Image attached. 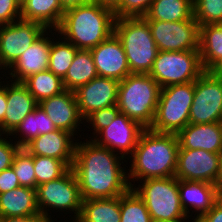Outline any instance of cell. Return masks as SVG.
Wrapping results in <instances>:
<instances>
[{
	"label": "cell",
	"mask_w": 222,
	"mask_h": 222,
	"mask_svg": "<svg viewBox=\"0 0 222 222\" xmlns=\"http://www.w3.org/2000/svg\"><path fill=\"white\" fill-rule=\"evenodd\" d=\"M85 141L76 143L71 167L82 199L113 198L125 194L130 189L128 170L121 166L125 158L88 138Z\"/></svg>",
	"instance_id": "obj_1"
},
{
	"label": "cell",
	"mask_w": 222,
	"mask_h": 222,
	"mask_svg": "<svg viewBox=\"0 0 222 222\" xmlns=\"http://www.w3.org/2000/svg\"><path fill=\"white\" fill-rule=\"evenodd\" d=\"M178 149L177 134L157 133L149 128L145 129L139 137L132 157L127 159L132 162L127 173L130 188V181L174 176Z\"/></svg>",
	"instance_id": "obj_2"
},
{
	"label": "cell",
	"mask_w": 222,
	"mask_h": 222,
	"mask_svg": "<svg viewBox=\"0 0 222 222\" xmlns=\"http://www.w3.org/2000/svg\"><path fill=\"white\" fill-rule=\"evenodd\" d=\"M115 20L114 12L89 2L65 11L54 33L77 49L91 50L114 33Z\"/></svg>",
	"instance_id": "obj_3"
},
{
	"label": "cell",
	"mask_w": 222,
	"mask_h": 222,
	"mask_svg": "<svg viewBox=\"0 0 222 222\" xmlns=\"http://www.w3.org/2000/svg\"><path fill=\"white\" fill-rule=\"evenodd\" d=\"M161 87L149 74L132 73L119 82L117 106L121 113L150 128Z\"/></svg>",
	"instance_id": "obj_4"
},
{
	"label": "cell",
	"mask_w": 222,
	"mask_h": 222,
	"mask_svg": "<svg viewBox=\"0 0 222 222\" xmlns=\"http://www.w3.org/2000/svg\"><path fill=\"white\" fill-rule=\"evenodd\" d=\"M114 33L123 45L131 73L148 74L158 53L148 22L143 17L116 18Z\"/></svg>",
	"instance_id": "obj_5"
},
{
	"label": "cell",
	"mask_w": 222,
	"mask_h": 222,
	"mask_svg": "<svg viewBox=\"0 0 222 222\" xmlns=\"http://www.w3.org/2000/svg\"><path fill=\"white\" fill-rule=\"evenodd\" d=\"M131 188L144 201L153 222H185L186 215L180 200L178 179L149 178ZM135 186V187H134Z\"/></svg>",
	"instance_id": "obj_6"
},
{
	"label": "cell",
	"mask_w": 222,
	"mask_h": 222,
	"mask_svg": "<svg viewBox=\"0 0 222 222\" xmlns=\"http://www.w3.org/2000/svg\"><path fill=\"white\" fill-rule=\"evenodd\" d=\"M195 81L161 88L157 110L150 130L178 134L189 124Z\"/></svg>",
	"instance_id": "obj_7"
},
{
	"label": "cell",
	"mask_w": 222,
	"mask_h": 222,
	"mask_svg": "<svg viewBox=\"0 0 222 222\" xmlns=\"http://www.w3.org/2000/svg\"><path fill=\"white\" fill-rule=\"evenodd\" d=\"M204 71L199 50L158 51L148 74L163 88L194 82Z\"/></svg>",
	"instance_id": "obj_8"
},
{
	"label": "cell",
	"mask_w": 222,
	"mask_h": 222,
	"mask_svg": "<svg viewBox=\"0 0 222 222\" xmlns=\"http://www.w3.org/2000/svg\"><path fill=\"white\" fill-rule=\"evenodd\" d=\"M82 197L76 176L69 168L61 177L36 187V202L41 215L51 217L50 210L72 211L75 222L81 211ZM51 208V209H50ZM50 209V210H49ZM48 210V211H47Z\"/></svg>",
	"instance_id": "obj_9"
},
{
	"label": "cell",
	"mask_w": 222,
	"mask_h": 222,
	"mask_svg": "<svg viewBox=\"0 0 222 222\" xmlns=\"http://www.w3.org/2000/svg\"><path fill=\"white\" fill-rule=\"evenodd\" d=\"M222 122V79L205 70L195 81L189 123Z\"/></svg>",
	"instance_id": "obj_10"
},
{
	"label": "cell",
	"mask_w": 222,
	"mask_h": 222,
	"mask_svg": "<svg viewBox=\"0 0 222 222\" xmlns=\"http://www.w3.org/2000/svg\"><path fill=\"white\" fill-rule=\"evenodd\" d=\"M46 30L39 22L23 19L0 26V70H8Z\"/></svg>",
	"instance_id": "obj_11"
},
{
	"label": "cell",
	"mask_w": 222,
	"mask_h": 222,
	"mask_svg": "<svg viewBox=\"0 0 222 222\" xmlns=\"http://www.w3.org/2000/svg\"><path fill=\"white\" fill-rule=\"evenodd\" d=\"M146 21L158 51L199 50V24L194 17L177 22Z\"/></svg>",
	"instance_id": "obj_12"
},
{
	"label": "cell",
	"mask_w": 222,
	"mask_h": 222,
	"mask_svg": "<svg viewBox=\"0 0 222 222\" xmlns=\"http://www.w3.org/2000/svg\"><path fill=\"white\" fill-rule=\"evenodd\" d=\"M145 129L139 122L119 112L112 122L101 129L91 140L96 145L106 147L123 158L129 159Z\"/></svg>",
	"instance_id": "obj_13"
},
{
	"label": "cell",
	"mask_w": 222,
	"mask_h": 222,
	"mask_svg": "<svg viewBox=\"0 0 222 222\" xmlns=\"http://www.w3.org/2000/svg\"><path fill=\"white\" fill-rule=\"evenodd\" d=\"M221 154L203 149H183L179 146L174 176L183 181H202L215 185Z\"/></svg>",
	"instance_id": "obj_14"
},
{
	"label": "cell",
	"mask_w": 222,
	"mask_h": 222,
	"mask_svg": "<svg viewBox=\"0 0 222 222\" xmlns=\"http://www.w3.org/2000/svg\"><path fill=\"white\" fill-rule=\"evenodd\" d=\"M119 82L97 76L89 83L78 87L74 94L81 117L85 119L93 111L117 105Z\"/></svg>",
	"instance_id": "obj_15"
},
{
	"label": "cell",
	"mask_w": 222,
	"mask_h": 222,
	"mask_svg": "<svg viewBox=\"0 0 222 222\" xmlns=\"http://www.w3.org/2000/svg\"><path fill=\"white\" fill-rule=\"evenodd\" d=\"M90 51L98 76L121 81L132 74L123 45L115 33Z\"/></svg>",
	"instance_id": "obj_16"
},
{
	"label": "cell",
	"mask_w": 222,
	"mask_h": 222,
	"mask_svg": "<svg viewBox=\"0 0 222 222\" xmlns=\"http://www.w3.org/2000/svg\"><path fill=\"white\" fill-rule=\"evenodd\" d=\"M74 135L62 129L39 135L29 142L24 148L31 155L52 157L62 160L69 168L72 167L75 146L79 139L74 142Z\"/></svg>",
	"instance_id": "obj_17"
},
{
	"label": "cell",
	"mask_w": 222,
	"mask_h": 222,
	"mask_svg": "<svg viewBox=\"0 0 222 222\" xmlns=\"http://www.w3.org/2000/svg\"><path fill=\"white\" fill-rule=\"evenodd\" d=\"M57 129L72 133L74 136L84 120L78 109L74 91L65 90L62 93L44 99L39 103ZM76 133V134H75Z\"/></svg>",
	"instance_id": "obj_18"
},
{
	"label": "cell",
	"mask_w": 222,
	"mask_h": 222,
	"mask_svg": "<svg viewBox=\"0 0 222 222\" xmlns=\"http://www.w3.org/2000/svg\"><path fill=\"white\" fill-rule=\"evenodd\" d=\"M52 30L47 29L9 68L7 73L12 78L11 81L23 82L33 74L48 70L52 39L48 33L53 35Z\"/></svg>",
	"instance_id": "obj_19"
},
{
	"label": "cell",
	"mask_w": 222,
	"mask_h": 222,
	"mask_svg": "<svg viewBox=\"0 0 222 222\" xmlns=\"http://www.w3.org/2000/svg\"><path fill=\"white\" fill-rule=\"evenodd\" d=\"M7 107L4 121L0 124V135H10L23 119L34 111L39 103L22 82L7 81Z\"/></svg>",
	"instance_id": "obj_20"
},
{
	"label": "cell",
	"mask_w": 222,
	"mask_h": 222,
	"mask_svg": "<svg viewBox=\"0 0 222 222\" xmlns=\"http://www.w3.org/2000/svg\"><path fill=\"white\" fill-rule=\"evenodd\" d=\"M178 187L181 205L186 215L190 217L191 209L197 212L195 213L197 216L194 215L192 220H198L221 197L217 186L208 182L178 180Z\"/></svg>",
	"instance_id": "obj_21"
},
{
	"label": "cell",
	"mask_w": 222,
	"mask_h": 222,
	"mask_svg": "<svg viewBox=\"0 0 222 222\" xmlns=\"http://www.w3.org/2000/svg\"><path fill=\"white\" fill-rule=\"evenodd\" d=\"M179 146L183 149H203L222 153V122L186 125L178 134Z\"/></svg>",
	"instance_id": "obj_22"
},
{
	"label": "cell",
	"mask_w": 222,
	"mask_h": 222,
	"mask_svg": "<svg viewBox=\"0 0 222 222\" xmlns=\"http://www.w3.org/2000/svg\"><path fill=\"white\" fill-rule=\"evenodd\" d=\"M38 215L36 189L20 186L0 194V218Z\"/></svg>",
	"instance_id": "obj_23"
},
{
	"label": "cell",
	"mask_w": 222,
	"mask_h": 222,
	"mask_svg": "<svg viewBox=\"0 0 222 222\" xmlns=\"http://www.w3.org/2000/svg\"><path fill=\"white\" fill-rule=\"evenodd\" d=\"M63 14L59 0H25L21 5V19L39 22L47 29H56Z\"/></svg>",
	"instance_id": "obj_24"
},
{
	"label": "cell",
	"mask_w": 222,
	"mask_h": 222,
	"mask_svg": "<svg viewBox=\"0 0 222 222\" xmlns=\"http://www.w3.org/2000/svg\"><path fill=\"white\" fill-rule=\"evenodd\" d=\"M120 196L95 198L82 201L81 211L75 222H120Z\"/></svg>",
	"instance_id": "obj_25"
},
{
	"label": "cell",
	"mask_w": 222,
	"mask_h": 222,
	"mask_svg": "<svg viewBox=\"0 0 222 222\" xmlns=\"http://www.w3.org/2000/svg\"><path fill=\"white\" fill-rule=\"evenodd\" d=\"M56 129L57 128L54 125L53 121L38 105V107L34 111L29 113L23 119V121L15 128V130L9 136H14V139L15 137L18 138V141L17 139H15L16 141L14 142H17V144L21 148H24L29 142L37 138L39 135L52 132Z\"/></svg>",
	"instance_id": "obj_26"
},
{
	"label": "cell",
	"mask_w": 222,
	"mask_h": 222,
	"mask_svg": "<svg viewBox=\"0 0 222 222\" xmlns=\"http://www.w3.org/2000/svg\"><path fill=\"white\" fill-rule=\"evenodd\" d=\"M199 52L204 70L222 60V24L199 26Z\"/></svg>",
	"instance_id": "obj_27"
},
{
	"label": "cell",
	"mask_w": 222,
	"mask_h": 222,
	"mask_svg": "<svg viewBox=\"0 0 222 222\" xmlns=\"http://www.w3.org/2000/svg\"><path fill=\"white\" fill-rule=\"evenodd\" d=\"M193 17V0H153L145 20L177 22Z\"/></svg>",
	"instance_id": "obj_28"
},
{
	"label": "cell",
	"mask_w": 222,
	"mask_h": 222,
	"mask_svg": "<svg viewBox=\"0 0 222 222\" xmlns=\"http://www.w3.org/2000/svg\"><path fill=\"white\" fill-rule=\"evenodd\" d=\"M95 63L90 50L78 49L67 74L63 78L65 90L75 91L97 77Z\"/></svg>",
	"instance_id": "obj_29"
},
{
	"label": "cell",
	"mask_w": 222,
	"mask_h": 222,
	"mask_svg": "<svg viewBox=\"0 0 222 222\" xmlns=\"http://www.w3.org/2000/svg\"><path fill=\"white\" fill-rule=\"evenodd\" d=\"M22 83L38 103L65 91L63 79L50 70L33 74Z\"/></svg>",
	"instance_id": "obj_30"
},
{
	"label": "cell",
	"mask_w": 222,
	"mask_h": 222,
	"mask_svg": "<svg viewBox=\"0 0 222 222\" xmlns=\"http://www.w3.org/2000/svg\"><path fill=\"white\" fill-rule=\"evenodd\" d=\"M54 38L55 37L53 35L51 40L48 70L63 79L73 62L78 49L65 39L62 40L61 38L60 40V38H58L59 41H54Z\"/></svg>",
	"instance_id": "obj_31"
},
{
	"label": "cell",
	"mask_w": 222,
	"mask_h": 222,
	"mask_svg": "<svg viewBox=\"0 0 222 222\" xmlns=\"http://www.w3.org/2000/svg\"><path fill=\"white\" fill-rule=\"evenodd\" d=\"M120 222H153L144 201L130 188L120 196Z\"/></svg>",
	"instance_id": "obj_32"
},
{
	"label": "cell",
	"mask_w": 222,
	"mask_h": 222,
	"mask_svg": "<svg viewBox=\"0 0 222 222\" xmlns=\"http://www.w3.org/2000/svg\"><path fill=\"white\" fill-rule=\"evenodd\" d=\"M68 169L69 167L62 160L34 155L36 187L61 177Z\"/></svg>",
	"instance_id": "obj_33"
},
{
	"label": "cell",
	"mask_w": 222,
	"mask_h": 222,
	"mask_svg": "<svg viewBox=\"0 0 222 222\" xmlns=\"http://www.w3.org/2000/svg\"><path fill=\"white\" fill-rule=\"evenodd\" d=\"M12 167L20 186L36 189L34 155H31L25 148H20L14 156Z\"/></svg>",
	"instance_id": "obj_34"
},
{
	"label": "cell",
	"mask_w": 222,
	"mask_h": 222,
	"mask_svg": "<svg viewBox=\"0 0 222 222\" xmlns=\"http://www.w3.org/2000/svg\"><path fill=\"white\" fill-rule=\"evenodd\" d=\"M193 17L199 26L222 24V0H193Z\"/></svg>",
	"instance_id": "obj_35"
},
{
	"label": "cell",
	"mask_w": 222,
	"mask_h": 222,
	"mask_svg": "<svg viewBox=\"0 0 222 222\" xmlns=\"http://www.w3.org/2000/svg\"><path fill=\"white\" fill-rule=\"evenodd\" d=\"M153 0H122L120 6L114 11L116 18L144 17Z\"/></svg>",
	"instance_id": "obj_36"
},
{
	"label": "cell",
	"mask_w": 222,
	"mask_h": 222,
	"mask_svg": "<svg viewBox=\"0 0 222 222\" xmlns=\"http://www.w3.org/2000/svg\"><path fill=\"white\" fill-rule=\"evenodd\" d=\"M120 112L117 105L99 109L89 114L83 121L91 124L95 136L101 129L107 127Z\"/></svg>",
	"instance_id": "obj_37"
},
{
	"label": "cell",
	"mask_w": 222,
	"mask_h": 222,
	"mask_svg": "<svg viewBox=\"0 0 222 222\" xmlns=\"http://www.w3.org/2000/svg\"><path fill=\"white\" fill-rule=\"evenodd\" d=\"M3 136L4 135H0V172L12 166L14 156L21 148L17 143H14L11 138L8 141L6 139L8 135H6L5 138Z\"/></svg>",
	"instance_id": "obj_38"
},
{
	"label": "cell",
	"mask_w": 222,
	"mask_h": 222,
	"mask_svg": "<svg viewBox=\"0 0 222 222\" xmlns=\"http://www.w3.org/2000/svg\"><path fill=\"white\" fill-rule=\"evenodd\" d=\"M21 19V6L15 0H0V26Z\"/></svg>",
	"instance_id": "obj_39"
},
{
	"label": "cell",
	"mask_w": 222,
	"mask_h": 222,
	"mask_svg": "<svg viewBox=\"0 0 222 222\" xmlns=\"http://www.w3.org/2000/svg\"><path fill=\"white\" fill-rule=\"evenodd\" d=\"M18 187L20 183L12 166L0 172V194Z\"/></svg>",
	"instance_id": "obj_40"
},
{
	"label": "cell",
	"mask_w": 222,
	"mask_h": 222,
	"mask_svg": "<svg viewBox=\"0 0 222 222\" xmlns=\"http://www.w3.org/2000/svg\"><path fill=\"white\" fill-rule=\"evenodd\" d=\"M197 222H222V198L205 212Z\"/></svg>",
	"instance_id": "obj_41"
},
{
	"label": "cell",
	"mask_w": 222,
	"mask_h": 222,
	"mask_svg": "<svg viewBox=\"0 0 222 222\" xmlns=\"http://www.w3.org/2000/svg\"><path fill=\"white\" fill-rule=\"evenodd\" d=\"M7 107V97H6V85L0 82V124L4 121V116Z\"/></svg>",
	"instance_id": "obj_42"
},
{
	"label": "cell",
	"mask_w": 222,
	"mask_h": 222,
	"mask_svg": "<svg viewBox=\"0 0 222 222\" xmlns=\"http://www.w3.org/2000/svg\"><path fill=\"white\" fill-rule=\"evenodd\" d=\"M63 11L79 7L91 2V0H59Z\"/></svg>",
	"instance_id": "obj_43"
},
{
	"label": "cell",
	"mask_w": 222,
	"mask_h": 222,
	"mask_svg": "<svg viewBox=\"0 0 222 222\" xmlns=\"http://www.w3.org/2000/svg\"><path fill=\"white\" fill-rule=\"evenodd\" d=\"M122 0H91V2L99 4L101 7L107 8L114 12L121 3Z\"/></svg>",
	"instance_id": "obj_44"
},
{
	"label": "cell",
	"mask_w": 222,
	"mask_h": 222,
	"mask_svg": "<svg viewBox=\"0 0 222 222\" xmlns=\"http://www.w3.org/2000/svg\"><path fill=\"white\" fill-rule=\"evenodd\" d=\"M36 216H12L0 218L1 222H29Z\"/></svg>",
	"instance_id": "obj_45"
},
{
	"label": "cell",
	"mask_w": 222,
	"mask_h": 222,
	"mask_svg": "<svg viewBox=\"0 0 222 222\" xmlns=\"http://www.w3.org/2000/svg\"><path fill=\"white\" fill-rule=\"evenodd\" d=\"M215 185L217 186V189H218L219 193L222 194V153H221V156H220L218 177H217Z\"/></svg>",
	"instance_id": "obj_46"
},
{
	"label": "cell",
	"mask_w": 222,
	"mask_h": 222,
	"mask_svg": "<svg viewBox=\"0 0 222 222\" xmlns=\"http://www.w3.org/2000/svg\"><path fill=\"white\" fill-rule=\"evenodd\" d=\"M210 71L217 76L218 78L222 79V60H220L218 63H216Z\"/></svg>",
	"instance_id": "obj_47"
},
{
	"label": "cell",
	"mask_w": 222,
	"mask_h": 222,
	"mask_svg": "<svg viewBox=\"0 0 222 222\" xmlns=\"http://www.w3.org/2000/svg\"><path fill=\"white\" fill-rule=\"evenodd\" d=\"M51 218L52 217H47L40 214L36 217H33L29 222H54V220H52Z\"/></svg>",
	"instance_id": "obj_48"
},
{
	"label": "cell",
	"mask_w": 222,
	"mask_h": 222,
	"mask_svg": "<svg viewBox=\"0 0 222 222\" xmlns=\"http://www.w3.org/2000/svg\"><path fill=\"white\" fill-rule=\"evenodd\" d=\"M20 6L25 2V0H15Z\"/></svg>",
	"instance_id": "obj_49"
}]
</instances>
